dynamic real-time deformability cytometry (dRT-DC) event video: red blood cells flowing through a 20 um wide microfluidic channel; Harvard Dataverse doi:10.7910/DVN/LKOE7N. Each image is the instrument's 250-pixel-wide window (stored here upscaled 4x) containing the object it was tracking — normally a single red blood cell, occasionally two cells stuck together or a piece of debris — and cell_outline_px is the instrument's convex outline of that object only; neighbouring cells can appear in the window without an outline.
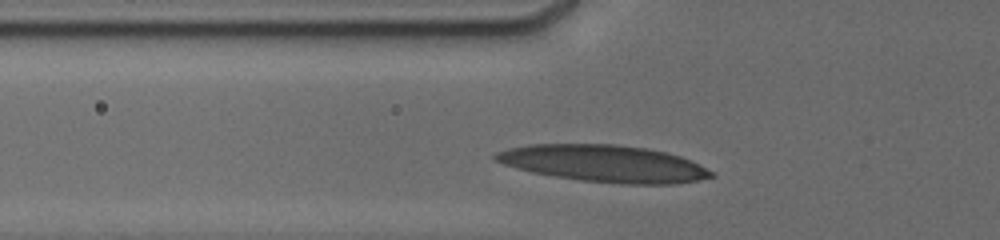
{"species": "human", "species_latin": "Homo sapiens", "temperature_condition": "cold", "stored_images_in_passage": 9, "camera_frame_rate_fps": 3000, "um_per_image_px": 0.085, "donor": {"sex": "male"}, "frame": {"image": 1, "passage_image": 4, "time_ms": 1.667, "image_size_px": [1000, 240], "cell_outline_px": [[716, 176], [700, 180], [676, 184], [620, 184], [580, 180], [552, 176], [532, 172], [516, 168], [492, 160], [492, 156], [496, 152], [508, 148], [528, 144], [612, 144], [644, 148], [664, 152], [680, 156], [716, 172]], "centroid_in_image_um": [51.33, 13.91], "position_along_channel_um": 74.5, "area_um2": 46.59}}
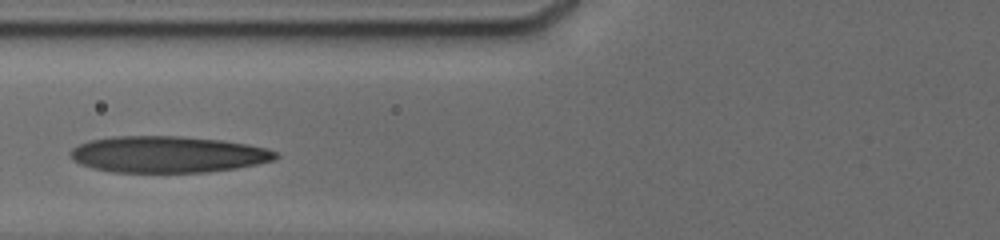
{"frame": {"image": 2, "passage_image": 6, "time_ms": 2.667, "image_size_px": [1000, 240], "cell_outline_px": [[280, 156], [276, 160], [236, 168], [208, 172], [112, 172], [92, 168], [80, 164], [72, 160], [68, 156], [68, 152], [72, 148], [88, 140], [116, 136], [180, 136], [220, 140], [248, 144], [268, 148], [276, 152]], "centroid_in_image_um": [14.24, 13.12], "position_along_channel_um": 111.6, "area_um2": 43.93}}
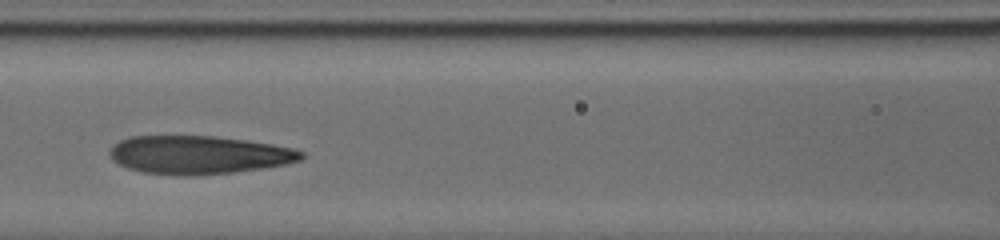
{"frame": {"image": 3, "passage_image": 8, "time_ms": 3.667, "image_size_px": [1000, 240], "cell_outline_px": [[304, 156], [300, 160], [284, 164], [264, 168], [232, 172], [192, 176], [180, 176], [144, 172], [128, 168], [112, 160], [108, 152], [120, 140], [128, 136], [216, 136], [272, 144], [292, 148], [304, 152]], "centroid_in_image_um": [16.88, 13.16], "position_along_channel_um": 149.7, "area_um2": 42.66}}